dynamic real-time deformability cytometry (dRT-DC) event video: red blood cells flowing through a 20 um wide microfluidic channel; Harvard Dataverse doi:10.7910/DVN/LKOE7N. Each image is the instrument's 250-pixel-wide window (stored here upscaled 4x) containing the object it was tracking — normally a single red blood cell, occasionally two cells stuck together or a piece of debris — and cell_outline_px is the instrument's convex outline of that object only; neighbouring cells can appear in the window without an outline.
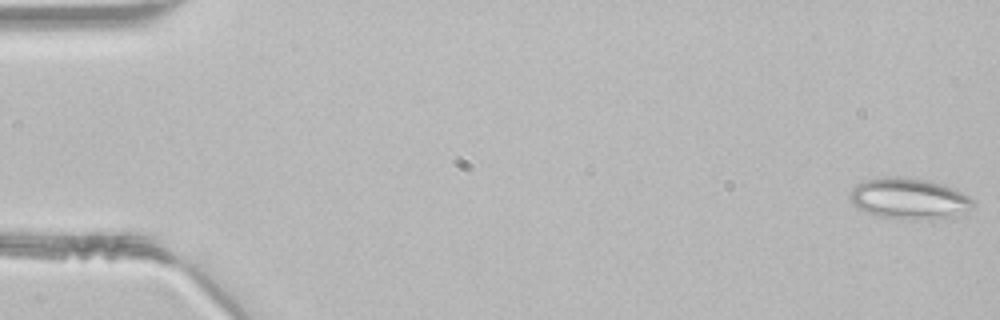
{"species": "common noctule bat (a hibernating species)", "species_latin": "Nyctalus noctula", "temperature_condition": "room temperature", "stored_images_in_passage": 47, "camera_frame_rate_fps": 3000, "um_per_image_px": 0.085, "animal": {"sex": "male", "body_mass_g": 21.5, "forearm_length_mm": 52.0}, "frame": {"image": 1, "passage_image": 1, "time_ms": 0.0, "image_size_px": [1000, 320], "cell_outline_px": [[976, 204], [972, 208], [952, 216], [932, 220], [876, 216], [856, 208], [852, 204], [848, 196], [852, 188], [856, 184], [868, 180], [884, 176], [904, 176], [932, 180], [944, 184], [968, 196]], "centroid_in_image_um": [77.24, 16.86], "position_along_channel_um": 7.8, "area_um2": 29.65}}
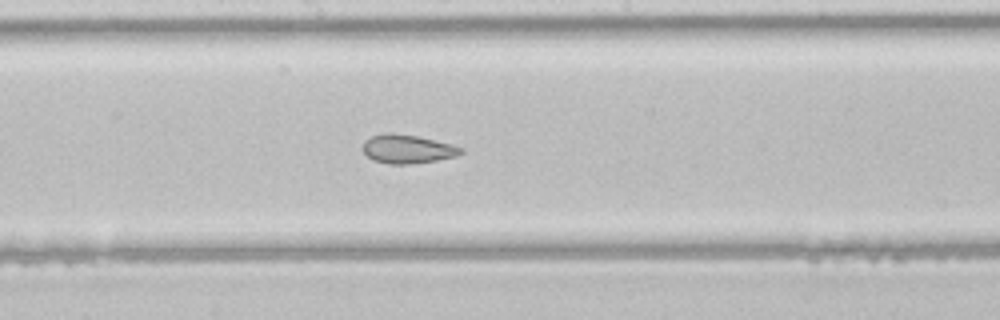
{"frame": {"image": 2, "passage_image": 25, "time_ms": 8.0, "image_size_px": [1000, 320], "cell_outline_px": [[464, 152], [456, 156], [436, 160], [408, 164], [388, 164], [372, 160], [360, 148], [364, 140], [372, 136], [416, 136], [452, 144], [464, 148]], "centroid_in_image_um": [34.66, 12.71], "position_along_channel_um": 213.5, "area_um2": 15.84}}
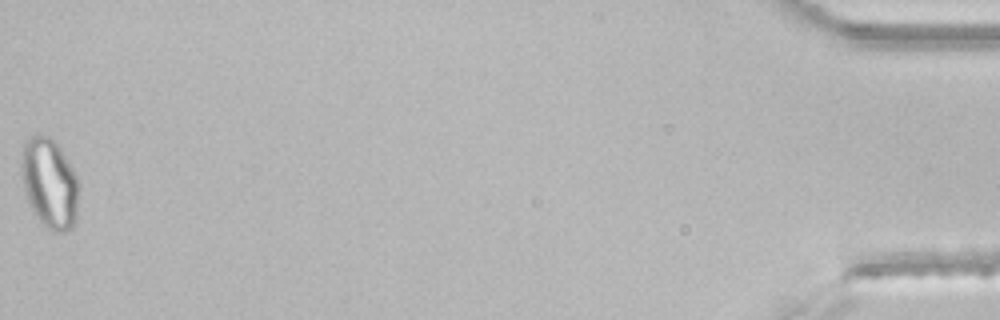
{"frame": {"image": 3, "passage_image": 47, "time_ms": 15.333, "image_size_px": [1000, 320], "cell_outline_px": [[76, 216], [72, 228], [64, 232], [56, 232], [48, 228], [36, 216], [28, 200], [24, 188], [24, 144], [36, 132], [48, 136], [60, 148], [72, 168], [76, 176]], "centroid_in_image_um": [4.23, 15.59], "position_along_channel_um": 431.0, "area_um2": 28.73}}